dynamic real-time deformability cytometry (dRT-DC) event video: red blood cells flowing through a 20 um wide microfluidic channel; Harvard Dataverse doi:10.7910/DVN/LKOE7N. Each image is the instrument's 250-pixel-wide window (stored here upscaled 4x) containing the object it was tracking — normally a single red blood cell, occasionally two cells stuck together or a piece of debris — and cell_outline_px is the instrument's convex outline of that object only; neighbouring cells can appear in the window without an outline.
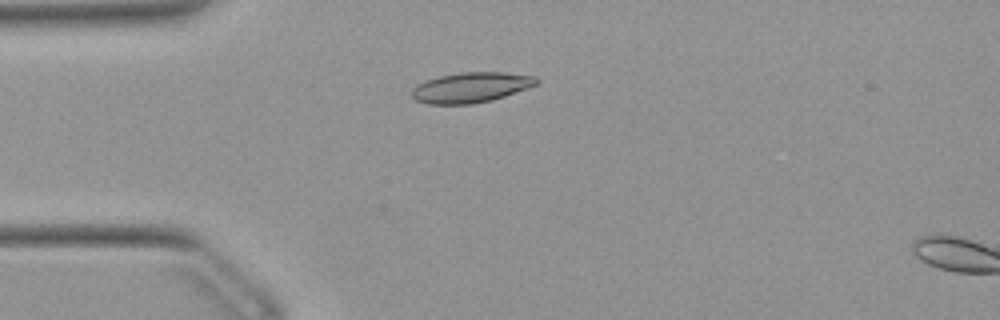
{"species": "Egyptian fruit bat (a non-hibernating species)", "species_latin": "Rousettus aegyptiacus", "temperature_condition": "warm", "stored_images_in_passage": 3, "camera_frame_rate_fps": 3000, "um_per_image_px": 0.085, "animal": {"sex": "female"}, "frame": {"image": 1, "passage_image": 1, "time_ms": 0.0, "image_size_px": [1000, 320], "cell_outline_px": [[540, 80], [536, 84], [504, 96], [492, 100], [472, 104], [428, 104], [416, 100], [408, 96], [412, 88], [416, 84], [440, 76], [460, 72], [504, 72], [536, 76]], "centroid_in_image_um": [39.98, 7.43], "position_along_channel_um": 45.0, "area_um2": 22.02}}